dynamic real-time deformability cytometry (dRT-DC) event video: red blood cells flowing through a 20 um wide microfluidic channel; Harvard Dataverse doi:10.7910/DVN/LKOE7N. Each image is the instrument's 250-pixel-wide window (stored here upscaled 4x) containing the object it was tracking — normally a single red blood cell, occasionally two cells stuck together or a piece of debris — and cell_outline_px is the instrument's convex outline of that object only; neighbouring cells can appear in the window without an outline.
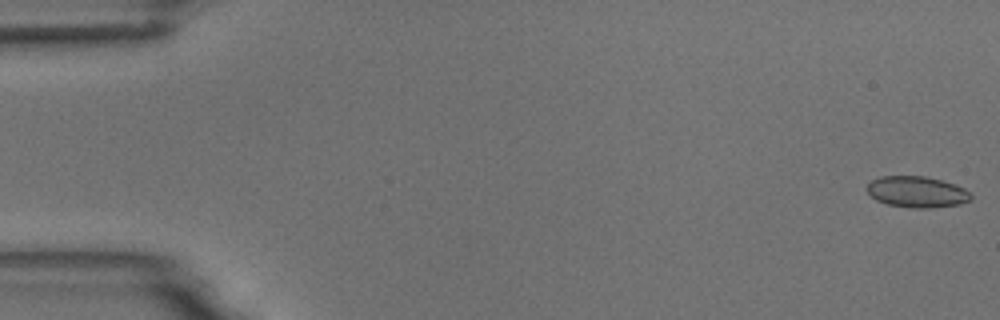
{"species": "common noctule bat (a hibernating species)", "species_latin": "Nyctalus noctula", "temperature_condition": "room temperature", "stored_images_in_passage": 11, "camera_frame_rate_fps": 3000, "um_per_image_px": 0.085, "animal": {"sex": "male", "body_mass_g": 18.8}, "frame": {"image": 1, "passage_image": 1, "time_ms": 0.0, "image_size_px": [1000, 320], "cell_outline_px": [[972, 200], [960, 204], [928, 208], [912, 208], [888, 204], [876, 200], [868, 192], [868, 184], [872, 180], [880, 176], [924, 176], [956, 184], [972, 192]], "centroid_in_image_um": [77.99, 16.31], "position_along_channel_um": 7.0, "area_um2": 18.9}}
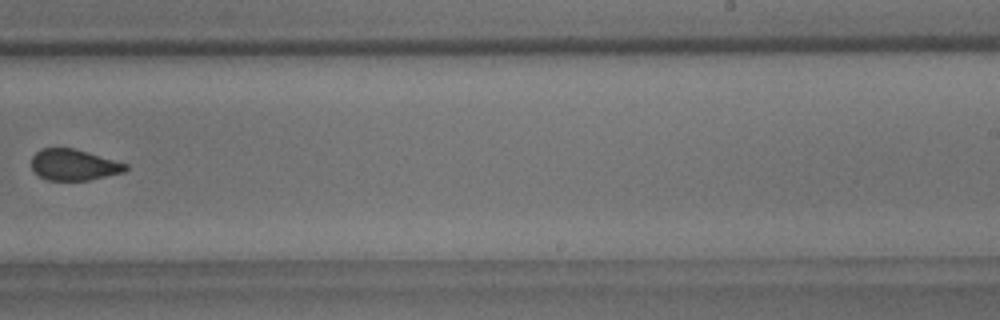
{"frame": {"image": 2, "passage_image": 10, "time_ms": 11.333, "image_size_px": [1000, 320], "cell_outline_px": [[128, 168], [124, 172], [88, 180], [48, 180], [32, 172], [32, 156], [40, 148], [76, 148], [128, 164]], "centroid_in_image_um": [6.26, 14.0], "position_along_channel_um": 282.7, "area_um2": 17.17}}
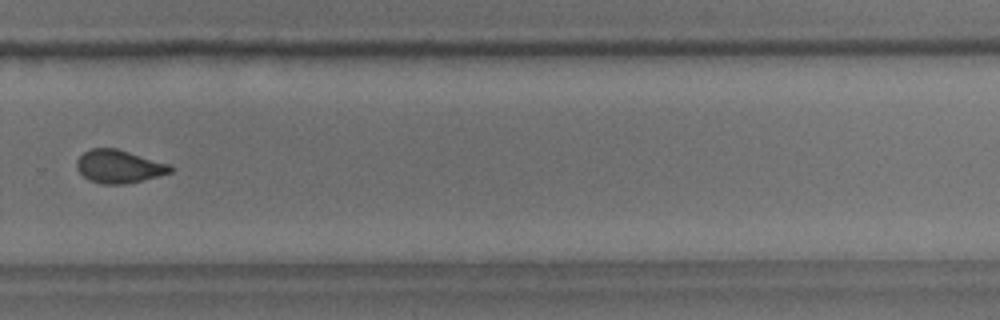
{"frame": {"image": 3, "passage_image": 11, "time_ms": 12.333, "image_size_px": [1000, 320], "cell_outline_px": [[172, 172], [124, 184], [100, 184], [88, 180], [76, 168], [76, 160], [84, 152], [92, 148], [116, 148], [172, 164]], "centroid_in_image_um": [10.1, 14.14], "position_along_channel_um": 319.7, "area_um2": 18.03}}